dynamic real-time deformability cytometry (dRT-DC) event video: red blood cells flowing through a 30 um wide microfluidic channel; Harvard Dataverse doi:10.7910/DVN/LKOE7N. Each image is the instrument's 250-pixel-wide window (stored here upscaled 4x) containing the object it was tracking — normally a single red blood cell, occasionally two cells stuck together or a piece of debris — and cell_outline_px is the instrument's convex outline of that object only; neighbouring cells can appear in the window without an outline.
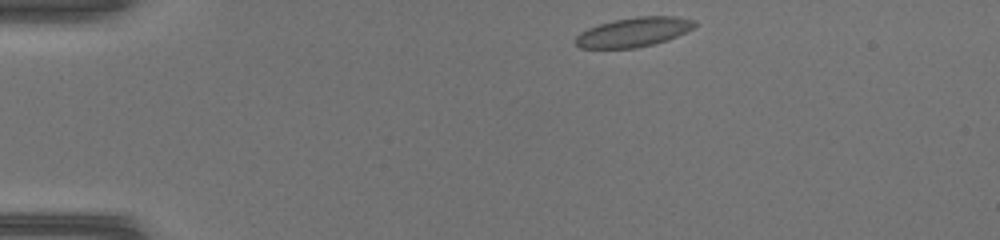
{"species": "common noctule bat (a hibernating species)", "species_latin": "Nyctalus noctula", "temperature_condition": "warm", "stored_images_in_passage": 39, "camera_frame_rate_fps": 3000, "um_per_image_px": 0.085, "animal": {"sex": "female", "body_mass_g": 17.0, "forearm_length_mm": 48.0}, "frame": {"image": 1, "passage_image": 1, "time_ms": 0.0, "image_size_px": [1000, 240], "cell_outline_px": [[696, 24], [692, 28], [676, 36], [652, 44], [632, 48], [580, 48], [576, 44], [576, 36], [580, 32], [588, 28], [600, 24], [616, 20], [640, 16], [672, 16], [692, 20]], "centroid_in_image_um": [53.81, 2.73], "position_along_channel_um": 31.2, "area_um2": 19.83}}
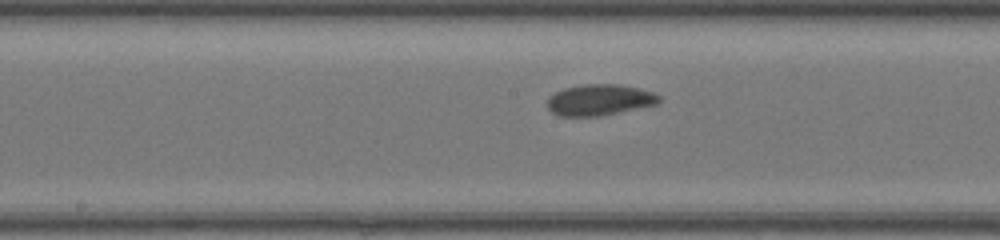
{"frame": {"image": 2, "passage_image": 17, "time_ms": 5.333, "image_size_px": [1000, 240], "cell_outline_px": [[660, 100], [656, 104], [600, 116], [556, 116], [548, 108], [548, 100], [556, 92], [564, 88], [584, 84], [620, 84], [652, 92], [660, 96]], "centroid_in_image_um": [50.94, 8.49], "position_along_channel_um": 197.3, "area_um2": 20.0}}
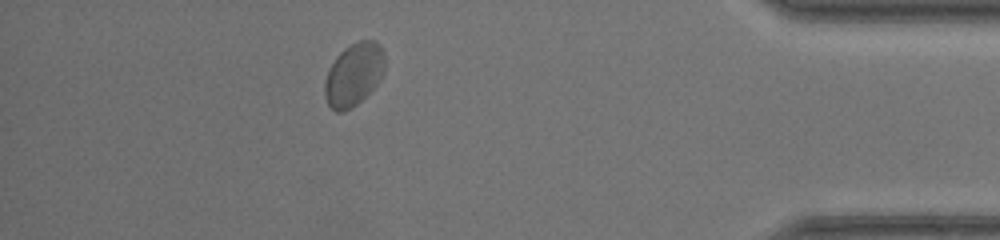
{"frame": {"image": 3, "passage_image": 34, "time_ms": 11.0, "image_size_px": [1000, 240], "cell_outline_px": [[384, 68], [376, 84], [352, 108], [344, 112], [336, 112], [328, 104], [324, 96], [324, 84], [328, 72], [336, 56], [344, 48], [360, 40], [376, 40], [380, 44], [384, 52]], "centroid_in_image_um": [30.06, 6.32], "position_along_channel_um": 405.1, "area_um2": 21.73}}